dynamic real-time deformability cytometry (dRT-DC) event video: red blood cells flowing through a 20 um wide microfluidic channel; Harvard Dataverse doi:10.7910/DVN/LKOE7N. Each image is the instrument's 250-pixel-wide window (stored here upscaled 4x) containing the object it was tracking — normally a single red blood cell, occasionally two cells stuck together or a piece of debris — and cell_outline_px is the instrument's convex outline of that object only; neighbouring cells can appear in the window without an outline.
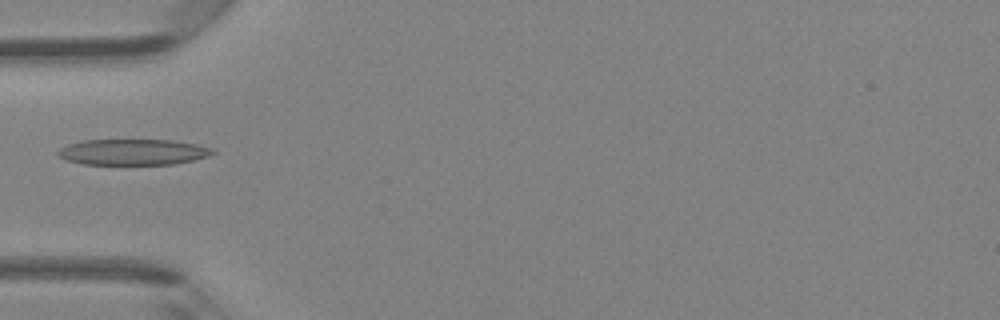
{"species": "Egyptian fruit bat (a non-hibernating species)", "species_latin": "Rousettus aegyptiacus", "temperature_condition": "room temperature", "stored_images_in_passage": 4, "camera_frame_rate_fps": 3000, "um_per_image_px": 0.085, "animal": {"sex": "female"}, "frame": {"image": 1, "passage_image": 3, "time_ms": 0.667, "image_size_px": [1000, 320], "cell_outline_px": [[216, 152], [208, 156], [176, 164], [84, 164], [64, 160], [56, 156], [56, 152], [60, 148], [68, 144], [84, 140], [172, 140], [196, 144], [212, 148]], "centroid_in_image_um": [11.26, 12.92], "position_along_channel_um": 73.7, "area_um2": 23.41}}
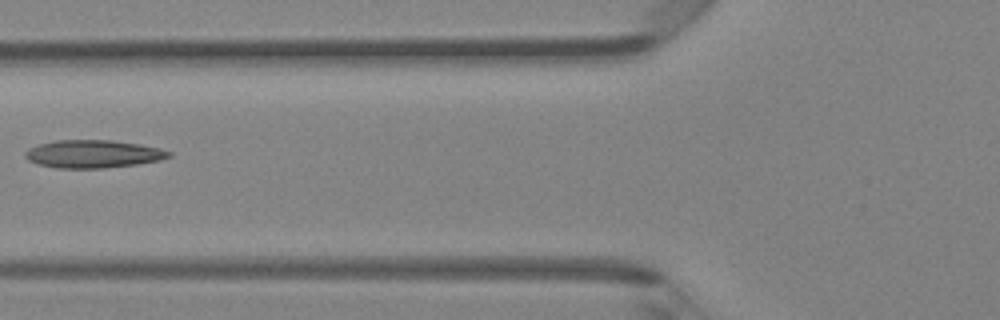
{"frame": {"image": 2, "passage_image": 4, "time_ms": 1.0, "image_size_px": [1000, 320], "cell_outline_px": [[172, 156], [160, 160], [136, 164], [104, 168], [56, 168], [40, 164], [28, 160], [24, 156], [24, 152], [28, 148], [40, 144], [56, 140], [112, 140], [140, 144], [160, 148], [172, 152]], "centroid_in_image_um": [7.93, 13.08], "position_along_channel_um": 117.9, "area_um2": 23.35}}